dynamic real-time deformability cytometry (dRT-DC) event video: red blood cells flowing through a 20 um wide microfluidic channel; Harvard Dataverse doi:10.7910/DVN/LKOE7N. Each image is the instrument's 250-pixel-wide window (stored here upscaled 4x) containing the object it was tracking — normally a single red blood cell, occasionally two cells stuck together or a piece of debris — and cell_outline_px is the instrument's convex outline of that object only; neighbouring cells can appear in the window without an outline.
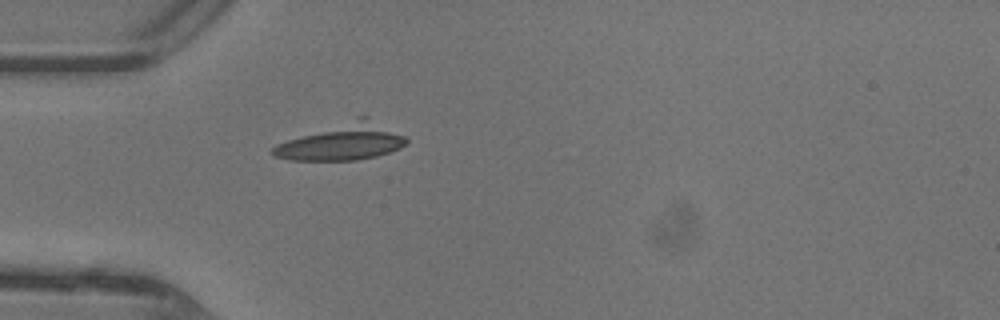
{"species": "common noctule bat (a hibernating species)", "species_latin": "Nyctalus noctula", "temperature_condition": "warm", "stored_images_in_passage": 8, "camera_frame_rate_fps": 3000, "um_per_image_px": 0.085, "animal": {"sex": "female"}, "frame": {"image": 1, "passage_image": 1, "time_ms": 0.0, "image_size_px": [1000, 320], "cell_outline_px": [[408, 140], [400, 148], [376, 156], [356, 160], [288, 160], [276, 156], [272, 152], [272, 148], [276, 144], [356, 116], [368, 116], [404, 136]], "centroid_in_image_um": [29.1, 12.05], "position_along_channel_um": 55.9, "area_um2": 28.09}}
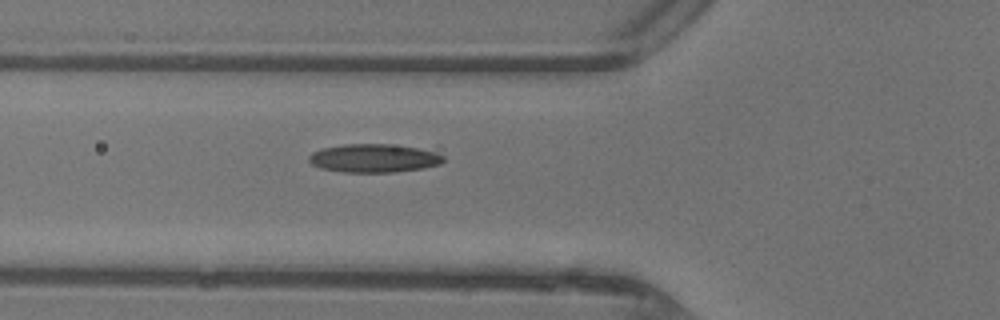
{"frame": {"image": 2, "passage_image": 4, "time_ms": 1.0, "image_size_px": [1000, 320], "cell_outline_px": [[444, 160], [440, 164], [424, 168], [392, 172], [344, 172], [320, 168], [312, 164], [308, 160], [308, 156], [312, 152], [320, 148], [344, 144], [440, 144], [444, 156]], "centroid_in_image_um": [32.05, 13.38], "position_along_channel_um": 93.7, "area_um2": 23.93}}
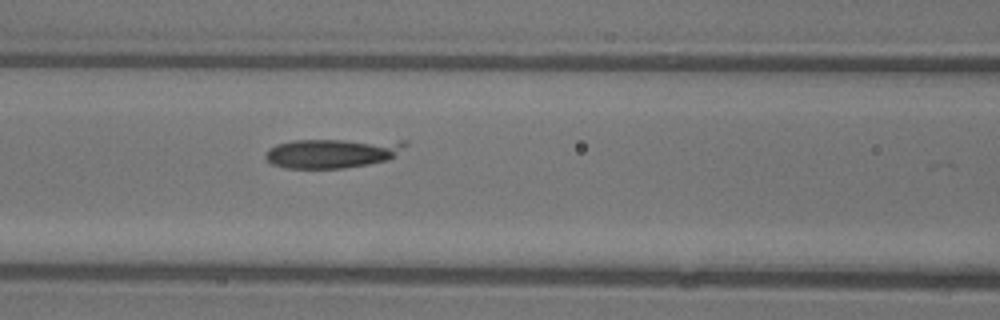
{"frame": {"image": 3, "passage_image": 7, "time_ms": 2.0, "image_size_px": [1000, 320], "cell_outline_px": [[408, 144], [388, 160], [368, 164], [344, 168], [284, 168], [272, 164], [264, 156], [268, 148], [276, 144], [292, 140], [408, 140]], "centroid_in_image_um": [28.24, 13.01], "position_along_channel_um": 138.4, "area_um2": 24.04}}